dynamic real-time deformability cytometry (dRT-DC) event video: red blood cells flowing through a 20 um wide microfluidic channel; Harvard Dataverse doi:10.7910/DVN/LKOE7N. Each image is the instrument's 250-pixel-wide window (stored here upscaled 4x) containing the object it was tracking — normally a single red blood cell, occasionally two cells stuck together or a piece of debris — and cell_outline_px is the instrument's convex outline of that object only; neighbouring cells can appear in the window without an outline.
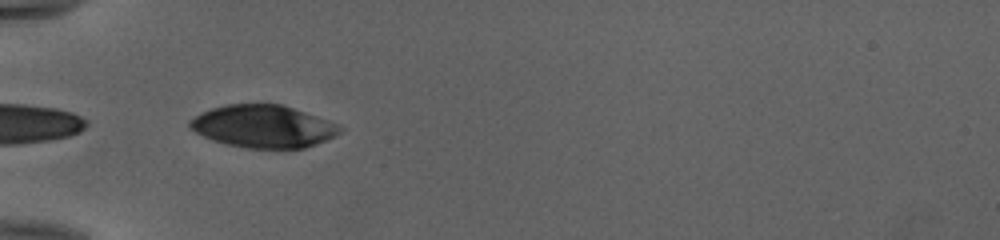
{"species": "human", "species_latin": "Homo sapiens", "temperature_condition": "cold", "stored_images_in_passage": 3, "camera_frame_rate_fps": 3000, "um_per_image_px": 0.085, "donor": {"sex": "female"}, "frame": {"image": 1, "passage_image": 1, "time_ms": 0.0, "image_size_px": [1000, 240], "cell_outline_px": [[344, 128], [336, 136], [316, 144], [304, 148], [248, 148], [228, 144], [212, 140], [188, 128], [188, 120], [200, 112], [212, 108], [228, 104], [280, 104], [292, 108], [336, 124]], "centroid_in_image_um": [22.33, 10.74], "position_along_channel_um": 62.7, "area_um2": 36.88}}